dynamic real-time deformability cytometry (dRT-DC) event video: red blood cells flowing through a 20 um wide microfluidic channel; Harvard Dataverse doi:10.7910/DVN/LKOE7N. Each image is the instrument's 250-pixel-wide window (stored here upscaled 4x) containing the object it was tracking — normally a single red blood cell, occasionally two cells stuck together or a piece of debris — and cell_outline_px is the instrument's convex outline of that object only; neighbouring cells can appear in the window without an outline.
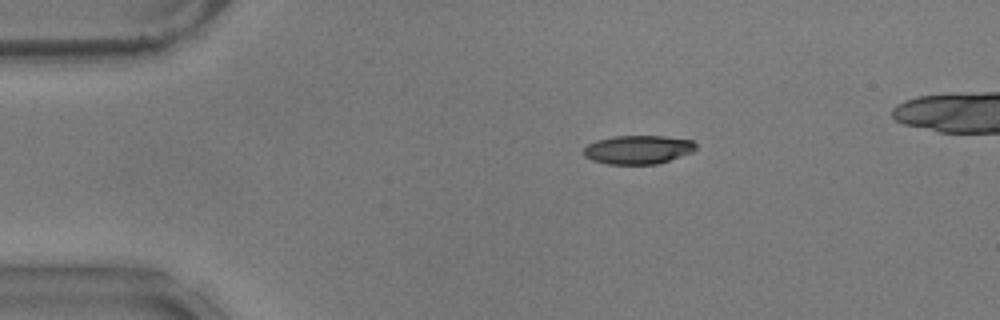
{"species": "common noctule bat (a hibernating species)", "species_latin": "Nyctalus noctula", "temperature_condition": "warm", "stored_images_in_passage": 13, "camera_frame_rate_fps": 3000, "um_per_image_px": 0.085, "animal": {"sex": "male", "body_mass_g": 17.9}, "frame": {"image": 1, "passage_image": 1, "time_ms": 0.0, "image_size_px": [1000, 320], "cell_outline_px": [[696, 148], [692, 152], [656, 164], [604, 164], [592, 160], [584, 156], [584, 148], [588, 144], [596, 140], [612, 136], [664, 136], [692, 140], [696, 144]], "centroid_in_image_um": [54.2, 12.71], "position_along_channel_um": 30.8, "area_um2": 18.73}}